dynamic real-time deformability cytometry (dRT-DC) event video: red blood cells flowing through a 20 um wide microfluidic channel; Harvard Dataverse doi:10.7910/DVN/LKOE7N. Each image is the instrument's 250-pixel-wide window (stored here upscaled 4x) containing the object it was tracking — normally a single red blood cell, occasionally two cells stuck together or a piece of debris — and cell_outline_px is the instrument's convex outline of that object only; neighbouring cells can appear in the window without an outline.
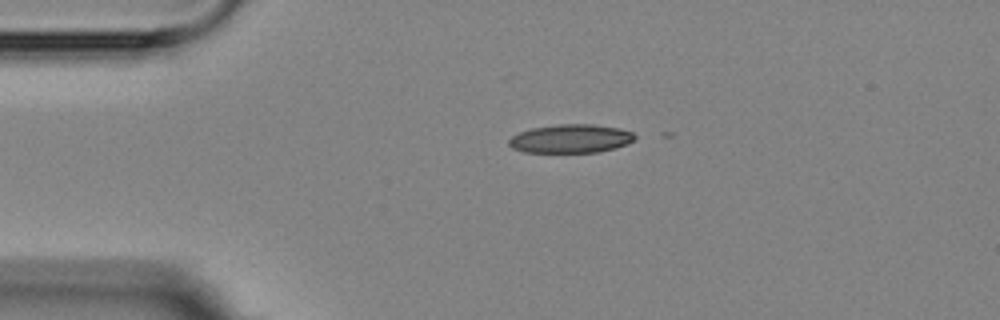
{"species": "Egyptian fruit bat (a non-hibernating species)", "species_latin": "Rousettus aegyptiacus", "temperature_condition": "room temperature", "stored_images_in_passage": 2, "camera_frame_rate_fps": 3000, "um_per_image_px": 0.085, "animal": {"sex": "female"}, "frame": {"image": 1, "passage_image": 1, "time_ms": 0.0, "image_size_px": [1000, 320], "cell_outline_px": [[636, 136], [628, 144], [600, 152], [524, 152], [512, 148], [508, 144], [508, 140], [512, 136], [520, 132], [532, 128], [560, 124], [592, 124], [620, 128], [632, 132]], "centroid_in_image_um": [48.51, 11.78], "position_along_channel_um": 36.5, "area_um2": 20.92}}